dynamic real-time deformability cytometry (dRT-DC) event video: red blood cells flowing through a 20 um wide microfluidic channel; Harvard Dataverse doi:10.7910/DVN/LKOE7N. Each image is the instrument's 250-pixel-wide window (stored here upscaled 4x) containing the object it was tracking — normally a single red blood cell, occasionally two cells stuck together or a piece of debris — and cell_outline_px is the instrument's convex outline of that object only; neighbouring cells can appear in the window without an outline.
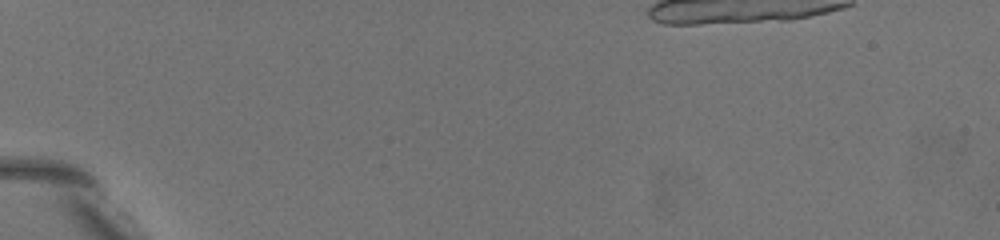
{"species": "common noctule bat (a hibernating species)", "species_latin": "Nyctalus noctula", "temperature_condition": "warm", "stored_images_in_passage": 3, "camera_frame_rate_fps": 3000, "um_per_image_px": 0.085, "animal": {"sex": "female", "body_mass_g": 19.5, "forearm_length_mm": 54.1}, "frame": {"image": 1, "passage_image": 2, "time_ms": 0.333, "image_size_px": [1000, 240], "cell_outline_px": [[188, 212], [180, 212], [164, 204], [116, 168], [104, 140], [104, 136], [120, 136], [148, 164], [180, 200]], "centroid_in_image_um": [11.99, 14.64], "position_along_channel_um": 73.0, "area_um2": 14.1}}